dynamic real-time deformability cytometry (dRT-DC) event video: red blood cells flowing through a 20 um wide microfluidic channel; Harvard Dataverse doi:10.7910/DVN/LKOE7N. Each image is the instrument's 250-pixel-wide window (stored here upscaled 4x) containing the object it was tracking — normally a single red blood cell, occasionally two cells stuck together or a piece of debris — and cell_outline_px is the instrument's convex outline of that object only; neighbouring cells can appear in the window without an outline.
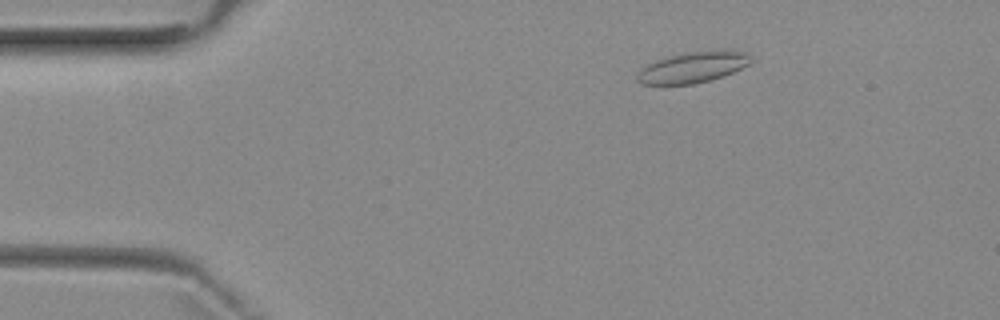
{"species": "common noctule bat (a hibernating species)", "species_latin": "Nyctalus noctula", "temperature_condition": "room temperature", "stored_images_in_passage": 4, "camera_frame_rate_fps": 3000, "um_per_image_px": 0.085, "animal": {"sex": "female", "body_mass_g": 29.2, "forearm_length_mm": 56.3}, "frame": {"image": 1, "passage_image": 3, "time_ms": 2.333, "image_size_px": [1000, 320], "cell_outline_px": [[752, 60], [748, 64], [724, 76], [692, 84], [640, 84], [636, 80], [636, 76], [644, 64], [680, 52], [716, 48], [724, 48], [748, 52]], "centroid_in_image_um": [58.9, 5.66], "position_along_channel_um": 26.1, "area_um2": 21.15}}